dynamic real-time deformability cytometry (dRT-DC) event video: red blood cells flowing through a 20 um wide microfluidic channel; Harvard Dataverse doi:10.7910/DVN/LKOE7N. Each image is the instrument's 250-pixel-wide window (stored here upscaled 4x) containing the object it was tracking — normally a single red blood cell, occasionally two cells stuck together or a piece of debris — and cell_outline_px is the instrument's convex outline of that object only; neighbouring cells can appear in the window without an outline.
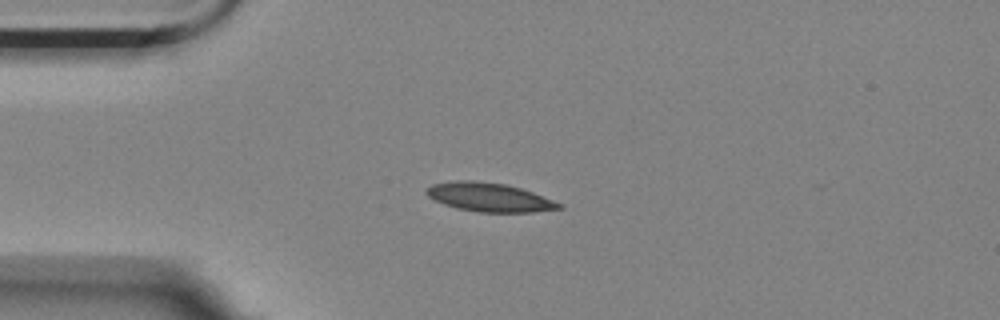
{"species": "Egyptian fruit bat (a non-hibernating species)", "species_latin": "Rousettus aegyptiacus", "temperature_condition": "room temperature", "stored_images_in_passage": 7, "camera_frame_rate_fps": 3000, "um_per_image_px": 0.085, "animal": {"sex": "female"}, "frame": {"image": 1, "passage_image": 4, "time_ms": 1.0, "image_size_px": [1000, 320], "cell_outline_px": [[564, 208], [532, 212], [480, 212], [456, 208], [444, 204], [428, 196], [424, 192], [432, 184], [456, 180], [472, 180], [508, 184], [532, 192], [564, 204]], "centroid_in_image_um": [41.61, 16.76], "position_along_channel_um": 43.4, "area_um2": 22.25}}
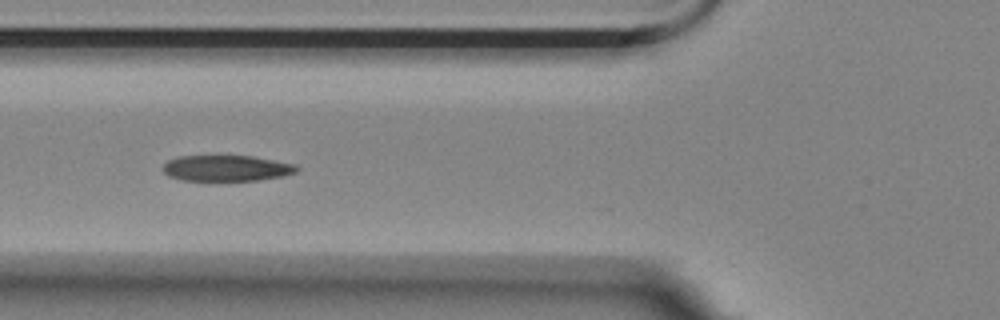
{"frame": {"image": 2, "passage_image": 6, "time_ms": 1.667, "image_size_px": [1000, 320], "cell_outline_px": [[300, 168], [296, 172], [284, 176], [260, 180], [180, 180], [168, 176], [164, 172], [164, 164], [168, 160], [180, 156], [252, 156], [292, 164]], "centroid_in_image_um": [19.24, 14.3], "position_along_channel_um": 106.6, "area_um2": 20.0}}
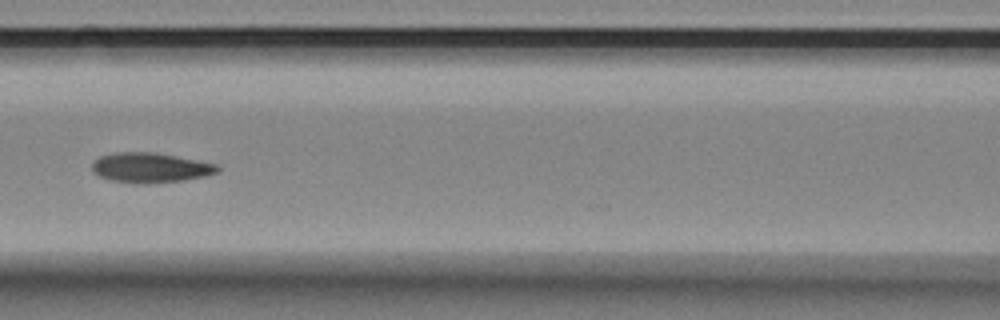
{"frame": {"image": 3, "passage_image": 7, "time_ms": 2.0, "image_size_px": [1000, 320], "cell_outline_px": [[220, 168], [216, 172], [204, 176], [184, 180], [148, 184], [136, 184], [112, 180], [100, 176], [92, 172], [92, 164], [100, 156], [116, 152], [156, 152], [216, 164]], "centroid_in_image_um": [12.75, 14.26], "position_along_channel_um": 153.8, "area_um2": 21.79}}